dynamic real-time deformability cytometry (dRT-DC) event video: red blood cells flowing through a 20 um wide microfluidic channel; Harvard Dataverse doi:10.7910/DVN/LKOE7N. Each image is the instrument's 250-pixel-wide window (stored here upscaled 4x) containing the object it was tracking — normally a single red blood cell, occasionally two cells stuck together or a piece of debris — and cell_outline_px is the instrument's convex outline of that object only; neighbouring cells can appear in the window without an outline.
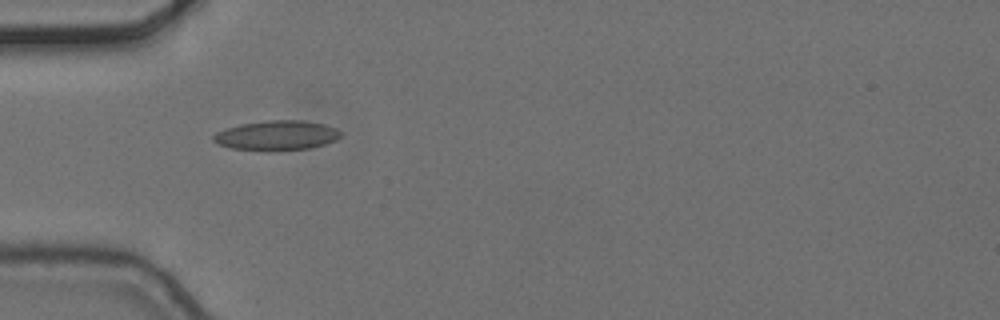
{"species": "common noctule bat (a hibernating species)", "species_latin": "Nyctalus noctula", "temperature_condition": "cold", "stored_images_in_passage": 10, "camera_frame_rate_fps": 3000, "um_per_image_px": 0.085, "animal": {"sex": "female", "body_mass_g": 24.6, "forearm_length_mm": 56.2}, "frame": {"image": 1, "passage_image": 5, "time_ms": 1.333, "image_size_px": [1000, 320], "cell_outline_px": [[340, 136], [336, 140], [324, 144], [308, 148], [272, 152], [268, 152], [232, 148], [220, 144], [212, 140], [212, 136], [216, 132], [224, 128], [240, 124], [268, 120], [304, 120], [324, 124], [336, 128], [340, 132]], "centroid_in_image_um": [23.49, 11.52], "position_along_channel_um": 61.5, "area_um2": 22.31}}
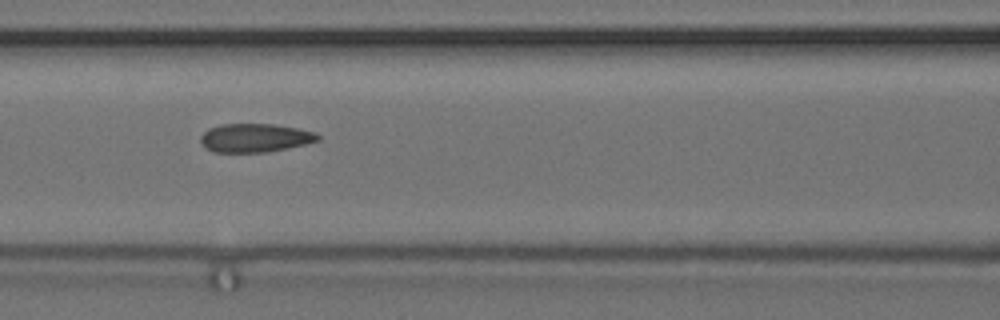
{"frame": {"image": 2, "passage_image": 7, "time_ms": 2.0, "image_size_px": [1000, 320], "cell_outline_px": [[320, 140], [288, 148], [268, 152], [212, 152], [200, 140], [200, 136], [208, 128], [220, 124], [276, 124], [316, 132], [320, 136]], "centroid_in_image_um": [21.69, 11.71], "position_along_channel_um": 144.9, "area_um2": 19.54}}
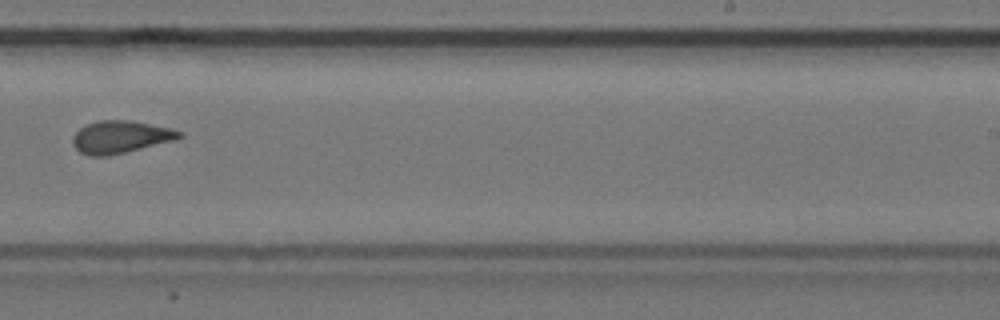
{"frame": {"image": 3, "passage_image": 10, "time_ms": 3.0, "image_size_px": [1000, 320], "cell_outline_px": [[184, 136], [176, 140], [108, 156], [88, 156], [80, 152], [72, 144], [72, 136], [80, 128], [88, 124], [100, 120], [128, 120], [168, 128], [184, 132]], "centroid_in_image_um": [10.23, 11.65], "position_along_channel_um": 278.8, "area_um2": 20.06}}